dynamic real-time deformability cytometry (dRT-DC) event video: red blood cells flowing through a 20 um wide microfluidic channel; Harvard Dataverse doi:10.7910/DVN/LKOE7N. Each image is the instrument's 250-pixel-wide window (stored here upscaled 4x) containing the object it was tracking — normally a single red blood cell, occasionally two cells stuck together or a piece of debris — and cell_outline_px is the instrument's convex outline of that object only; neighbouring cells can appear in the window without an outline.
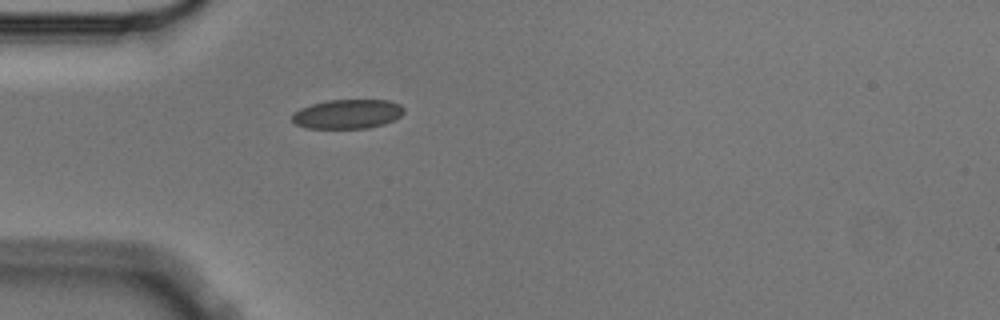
{"species": "Egyptian fruit bat (a non-hibernating species)", "species_latin": "Rousettus aegyptiacus", "temperature_condition": "cold", "stored_images_in_passage": 4, "camera_frame_rate_fps": 3000, "um_per_image_px": 0.085, "animal": {"sex": "male"}, "frame": {"image": 1, "passage_image": 4, "time_ms": 1.0, "image_size_px": [1000, 320], "cell_outline_px": [[404, 112], [400, 116], [384, 124], [368, 128], [304, 128], [296, 124], [292, 120], [292, 112], [300, 108], [312, 104], [328, 100], [388, 100], [400, 104], [404, 108]], "centroid_in_image_um": [29.52, 9.69], "position_along_channel_um": 55.5, "area_um2": 19.13}}